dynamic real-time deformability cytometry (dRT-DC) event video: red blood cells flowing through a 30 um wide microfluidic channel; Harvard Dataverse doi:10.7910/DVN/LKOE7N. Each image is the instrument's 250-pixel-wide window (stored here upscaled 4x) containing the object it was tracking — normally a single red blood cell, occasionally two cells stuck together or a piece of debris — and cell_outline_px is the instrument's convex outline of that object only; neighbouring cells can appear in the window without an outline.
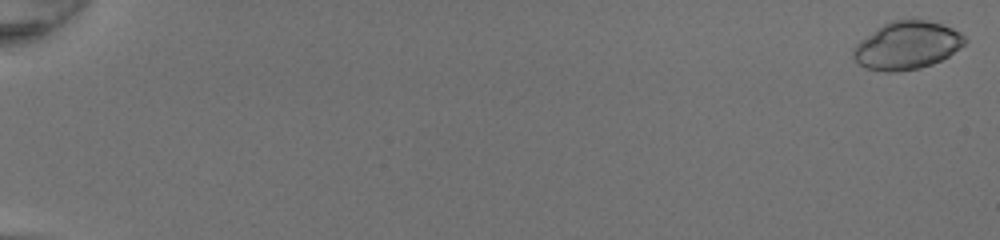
{"species": "common noctule bat (a hibernating species)", "species_latin": "Nyctalus noctula", "temperature_condition": "room temperature", "stored_images_in_passage": 51, "camera_frame_rate_fps": 3000, "um_per_image_px": 0.085, "animal": {"sex": "female", "body_mass_g": 20.0, "forearm_length_mm": 54.0}, "frame": {"image": 1, "passage_image": 1, "time_ms": 0.0, "image_size_px": [1000, 240], "cell_outline_px": [[968, 40], [964, 44], [948, 56], [932, 64], [920, 68], [896, 72], [884, 72], [864, 68], [852, 56], [852, 52], [856, 44], [860, 40], [876, 28], [892, 20], [924, 20], [940, 24], [952, 28], [960, 32]], "centroid_in_image_um": [77.07, 3.87], "position_along_channel_um": 7.9, "area_um2": 30.98}}
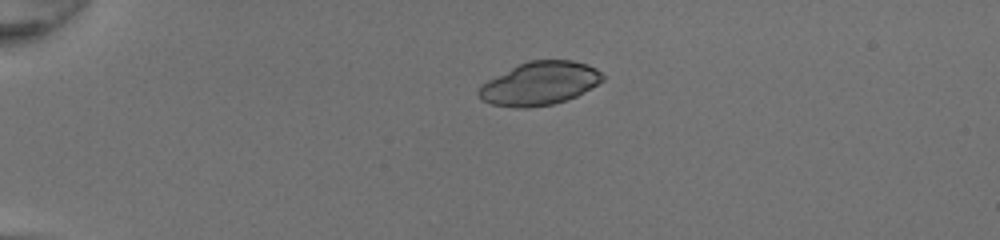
{"frame": {"image": 2, "passage_image": 14, "time_ms": 4.333, "image_size_px": [1000, 240], "cell_outline_px": [[604, 80], [576, 96], [552, 104], [528, 108], [516, 108], [492, 104], [484, 100], [476, 92], [488, 80], [528, 60], [572, 60], [588, 64], [596, 68], [604, 76]], "centroid_in_image_um": [45.9, 7.09], "position_along_channel_um": 39.1, "area_um2": 30.81}}